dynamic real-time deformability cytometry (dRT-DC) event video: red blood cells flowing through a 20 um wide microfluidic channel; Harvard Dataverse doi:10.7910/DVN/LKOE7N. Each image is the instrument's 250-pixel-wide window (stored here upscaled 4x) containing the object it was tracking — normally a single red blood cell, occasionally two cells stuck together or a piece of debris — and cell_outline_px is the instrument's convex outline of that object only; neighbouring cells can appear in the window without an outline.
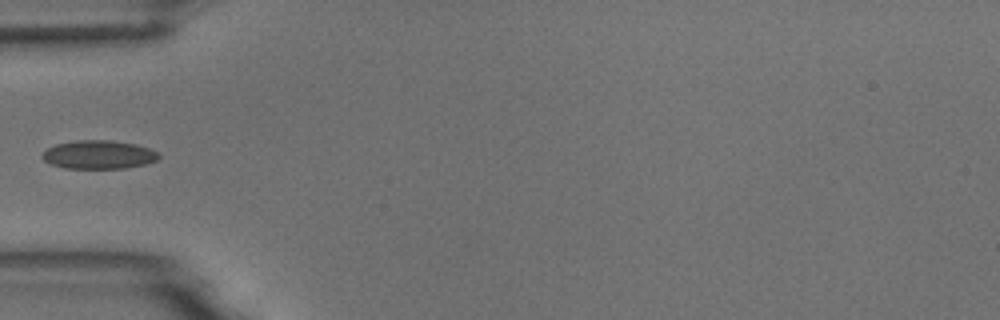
{"species": "common noctule bat (a hibernating species)", "species_latin": "Nyctalus noctula", "temperature_condition": "room temperature", "stored_images_in_passage": 4, "camera_frame_rate_fps": 3000, "um_per_image_px": 0.085, "animal": {"sex": "male", "body_mass_g": 18.8}, "frame": {"image": 1, "passage_image": 4, "time_ms": 4.333, "image_size_px": [1000, 320], "cell_outline_px": [[160, 156], [156, 160], [144, 164], [124, 168], [64, 168], [52, 164], [44, 160], [40, 156], [48, 148], [56, 144], [76, 140], [112, 140], [136, 144], [148, 148], [156, 152]], "centroid_in_image_um": [8.37, 13.14], "position_along_channel_um": 76.6, "area_um2": 19.19}}